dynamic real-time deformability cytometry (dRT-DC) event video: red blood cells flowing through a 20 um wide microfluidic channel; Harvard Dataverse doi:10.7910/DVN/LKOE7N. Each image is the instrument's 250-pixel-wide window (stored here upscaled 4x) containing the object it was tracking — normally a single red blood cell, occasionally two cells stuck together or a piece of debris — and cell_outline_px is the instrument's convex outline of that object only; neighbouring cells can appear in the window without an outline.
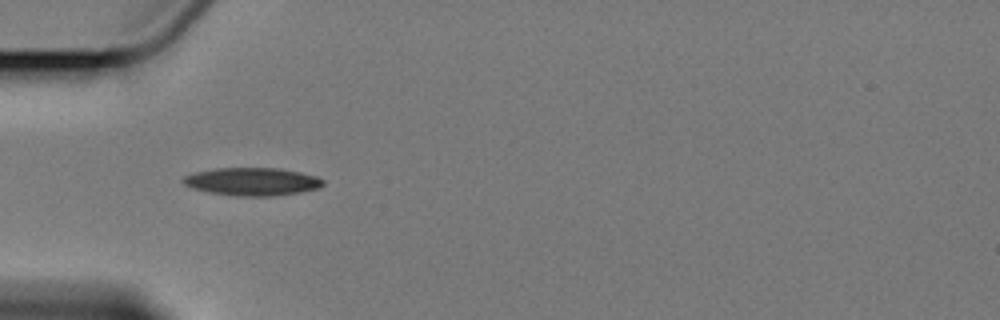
{"species": "Egyptian fruit bat (a non-hibernating species)", "species_latin": "Rousettus aegyptiacus", "temperature_condition": "cold", "stored_images_in_passage": 12, "camera_frame_rate_fps": 3000, "um_per_image_px": 0.085, "animal": {"sex": "female"}, "frame": {"image": 1, "passage_image": 3, "time_ms": 2.333, "image_size_px": [1000, 320], "cell_outline_px": [[324, 184], [316, 188], [300, 192], [272, 196], [244, 196], [212, 192], [192, 188], [184, 184], [180, 180], [184, 176], [196, 172], [216, 168], [276, 168], [300, 172], [316, 176], [324, 180]], "centroid_in_image_um": [21.43, 15.42], "position_along_channel_um": 63.6, "area_um2": 22.43}}
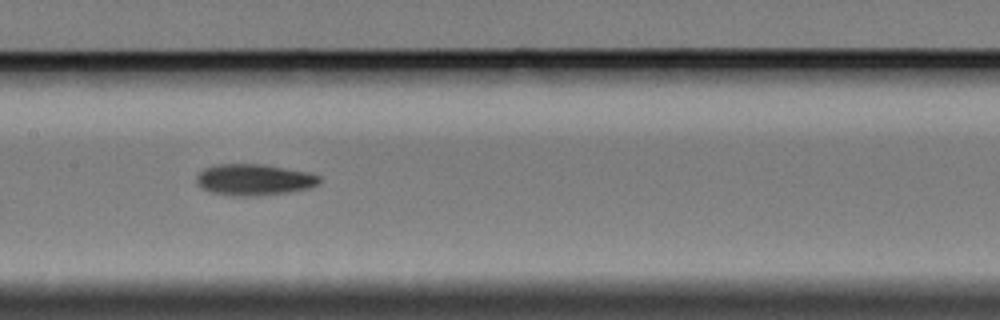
{"frame": {"image": 2, "passage_image": 6, "time_ms": 6.0, "image_size_px": [1000, 320], "cell_outline_px": [[320, 184], [308, 188], [288, 192], [260, 196], [232, 196], [212, 192], [200, 188], [196, 180], [196, 176], [204, 168], [216, 164], [260, 164], [308, 172], [320, 176]], "centroid_in_image_um": [21.58, 15.28], "position_along_channel_um": 185.8, "area_um2": 22.48}}
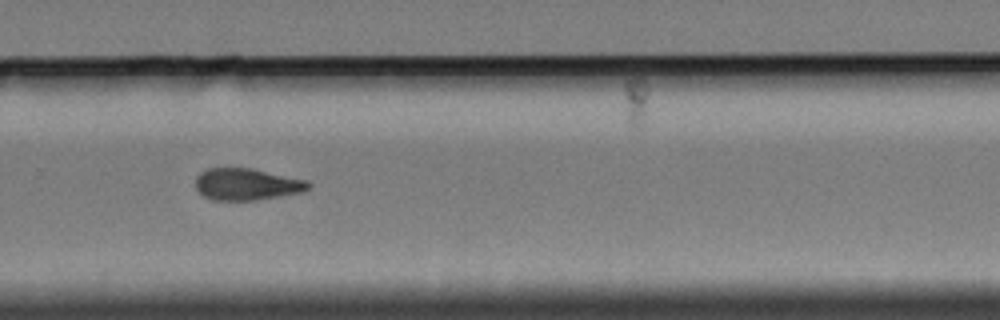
{"frame": {"image": 3, "passage_image": 9, "time_ms": 9.667, "image_size_px": [1000, 320], "cell_outline_px": [[312, 184], [304, 192], [256, 200], [212, 200], [204, 196], [196, 188], [196, 176], [200, 172], [208, 168], [248, 168], [308, 180]], "centroid_in_image_um": [20.98, 15.67], "position_along_channel_um": 308.8, "area_um2": 20.87}}